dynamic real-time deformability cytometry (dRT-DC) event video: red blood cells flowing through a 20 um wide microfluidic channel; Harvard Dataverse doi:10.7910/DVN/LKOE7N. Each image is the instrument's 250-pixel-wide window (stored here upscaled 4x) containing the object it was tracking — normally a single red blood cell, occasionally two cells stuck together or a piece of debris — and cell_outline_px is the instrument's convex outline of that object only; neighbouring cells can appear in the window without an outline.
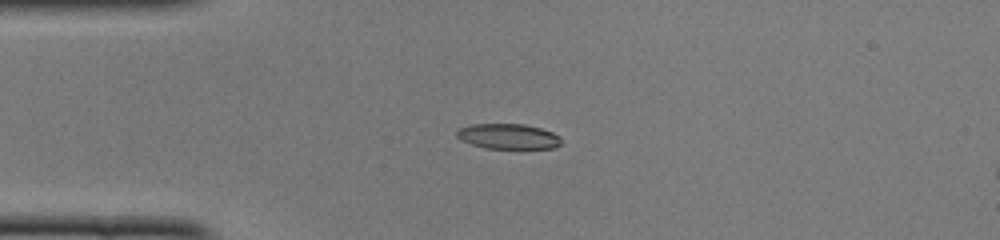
{"species": "common noctule bat (a hibernating species)", "species_latin": "Nyctalus noctula", "temperature_condition": "cold", "stored_images_in_passage": 38, "camera_frame_rate_fps": 3000, "um_per_image_px": 0.085, "animal": {"sex": "female", "body_mass_g": 22.0, "forearm_length_mm": 56.7}, "frame": {"image": 1, "passage_image": 1, "time_ms": 0.0, "image_size_px": [1000, 240], "cell_outline_px": [[560, 144], [556, 148], [484, 148], [460, 140], [456, 136], [456, 132], [460, 128], [472, 124], [524, 124], [540, 128], [552, 132], [560, 136]], "centroid_in_image_um": [43.19, 11.59], "position_along_channel_um": 41.8, "area_um2": 15.32}}
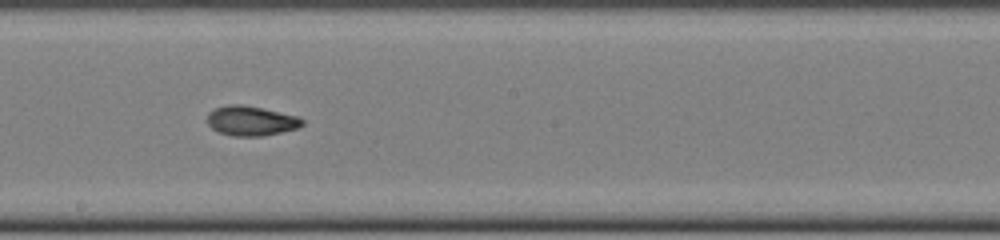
{"frame": {"image": 2, "passage_image": 16, "time_ms": 5.0, "image_size_px": [1000, 240], "cell_outline_px": [[304, 124], [296, 128], [264, 136], [232, 136], [220, 132], [212, 128], [208, 124], [208, 112], [216, 108], [228, 104], [240, 104], [260, 108], [296, 116], [304, 120]], "centroid_in_image_um": [21.31, 10.27], "position_along_channel_um": 226.9, "area_um2": 16.18}}
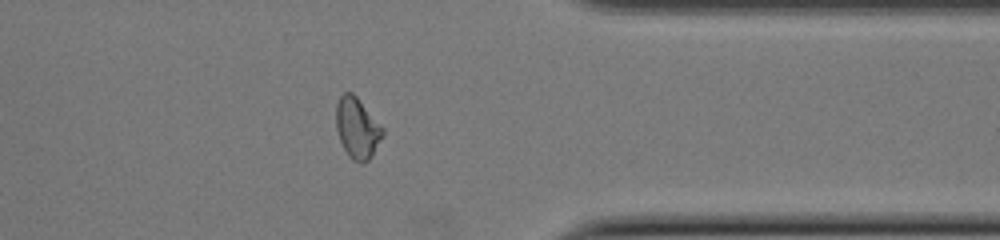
{"frame": {"image": 3, "passage_image": 28, "time_ms": 9.0, "image_size_px": [1000, 240], "cell_outline_px": [[384, 136], [372, 156], [364, 164], [360, 164], [352, 160], [348, 156], [340, 140], [336, 128], [336, 104], [340, 96], [344, 92], [352, 92], [356, 96], [384, 128]], "centroid_in_image_um": [30.38, 10.91], "position_along_channel_um": 381.0, "area_um2": 16.7}, "authors_computed_cell_mechanics": {"area_um2": 16.3863, "velocity_mm_per_s": 4.1113, "shape_relaxation_time_tau1_ms": 4.8011, "shape_relaxation_time_tau2_ms": 3.1216, "deformation_change_tau1": 0.1741, "deformation_change_tau2": 0.0636}}